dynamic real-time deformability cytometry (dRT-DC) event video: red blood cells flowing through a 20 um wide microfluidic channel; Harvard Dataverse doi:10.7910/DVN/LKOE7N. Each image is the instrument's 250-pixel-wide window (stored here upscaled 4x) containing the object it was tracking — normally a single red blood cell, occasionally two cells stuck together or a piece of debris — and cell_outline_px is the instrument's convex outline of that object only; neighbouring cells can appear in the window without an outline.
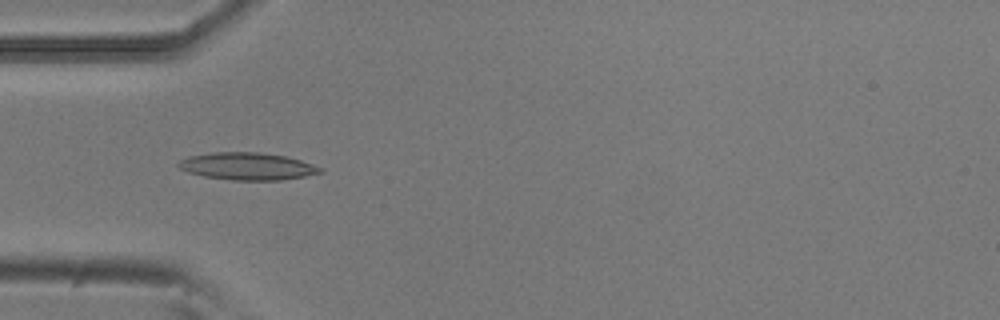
{"species": "common noctule bat (a hibernating species)", "species_latin": "Nyctalus noctula", "temperature_condition": "room temperature", "stored_images_in_passage": 53, "camera_frame_rate_fps": 3000, "um_per_image_px": 0.085, "animal": {"sex": "male", "body_mass_g": 20.5, "forearm_length_mm": 52.5}, "frame": {"image": 1, "passage_image": 16, "time_ms": 5.0, "image_size_px": [1000, 320], "cell_outline_px": [[324, 172], [304, 176], [280, 180], [232, 180], [204, 176], [188, 172], [180, 168], [176, 164], [180, 160], [188, 156], [212, 152], [260, 152], [284, 156], [300, 160], [324, 168]], "centroid_in_image_um": [21.02, 14.13], "position_along_channel_um": 64.0, "area_um2": 22.54}}
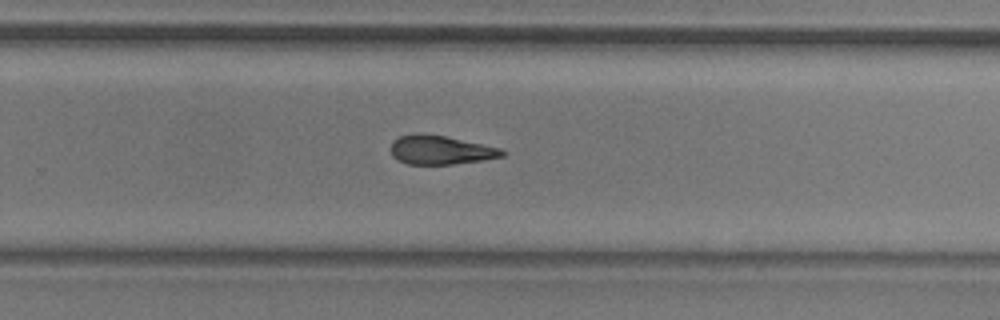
{"frame": {"image": 2, "passage_image": 34, "time_ms": 11.0, "image_size_px": [1000, 320], "cell_outline_px": [[508, 152], [504, 156], [480, 160], [452, 164], [408, 164], [396, 160], [392, 156], [392, 140], [400, 136], [420, 132], [444, 136], [500, 148]], "centroid_in_image_um": [37.42, 12.74], "position_along_channel_um": 292.4, "area_um2": 18.67}}
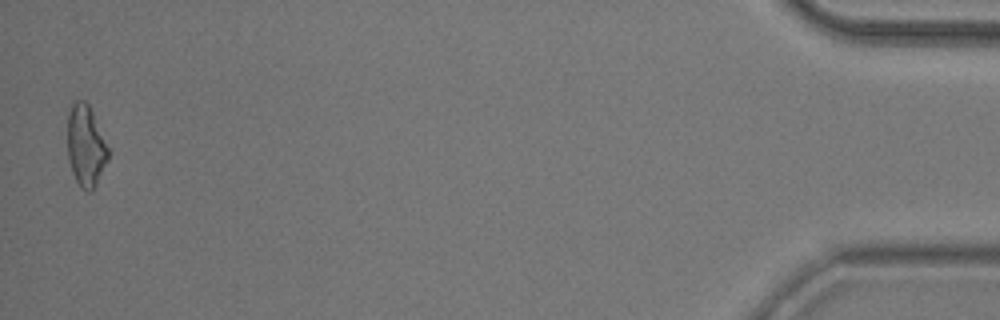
{"frame": {"image": 3, "passage_image": 52, "time_ms": 17.0, "image_size_px": [1000, 320], "cell_outline_px": [[108, 160], [92, 192], [88, 192], [80, 188], [72, 172], [68, 156], [68, 112], [72, 104], [76, 100], [84, 100], [88, 104], [92, 112], [108, 148]], "centroid_in_image_um": [7.28, 12.42], "position_along_channel_um": 427.9, "area_um2": 19.07}, "authors_computed_cell_mechanics": {"area_um2": 19.941, "velocity_mm_per_s": 3.8114, "shape_relaxation_time_tau1_ms": 9.2567, "shape_relaxation_time_tau2_ms": 5.0265, "deformation_change_tau1": 0.2191, "deformation_change_tau2": 0.1676}}